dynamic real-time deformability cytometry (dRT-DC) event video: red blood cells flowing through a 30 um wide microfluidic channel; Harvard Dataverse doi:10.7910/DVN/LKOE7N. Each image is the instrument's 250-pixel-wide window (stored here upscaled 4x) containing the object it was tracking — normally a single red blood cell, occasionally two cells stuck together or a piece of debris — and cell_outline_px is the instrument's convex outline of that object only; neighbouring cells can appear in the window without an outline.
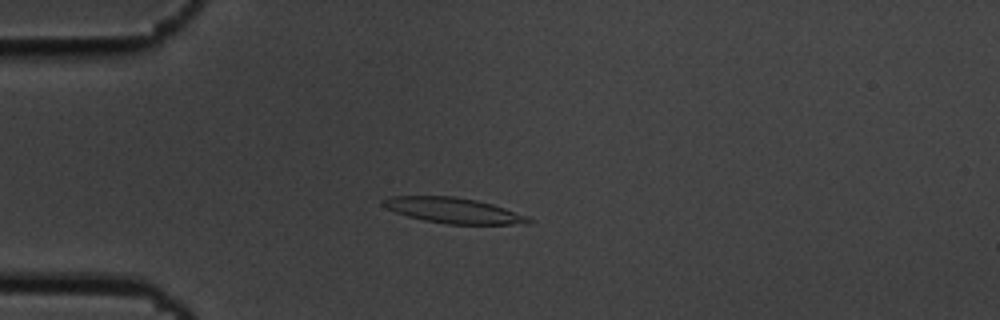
{"species": "common noctule bat (a hibernating species)", "species_latin": "Nyctalus noctula", "temperature_condition": "cold", "stored_images_in_passage": 55, "camera_frame_rate_fps": 3000, "um_per_image_px": 0.085, "animal": {"sex": "male", "body_mass_g": 19.5, "forearm_length_mm": 54.6}, "frame": {"image": 1, "passage_image": 14, "time_ms": 4.333, "image_size_px": [1000, 320], "cell_outline_px": [[536, 220], [532, 224], [448, 224], [424, 220], [408, 216], [396, 212], [380, 204], [380, 200], [392, 196], [452, 196], [476, 200], [492, 204], [528, 216]], "centroid_in_image_um": [38.58, 17.89], "position_along_channel_um": 46.4, "area_um2": 21.62}}
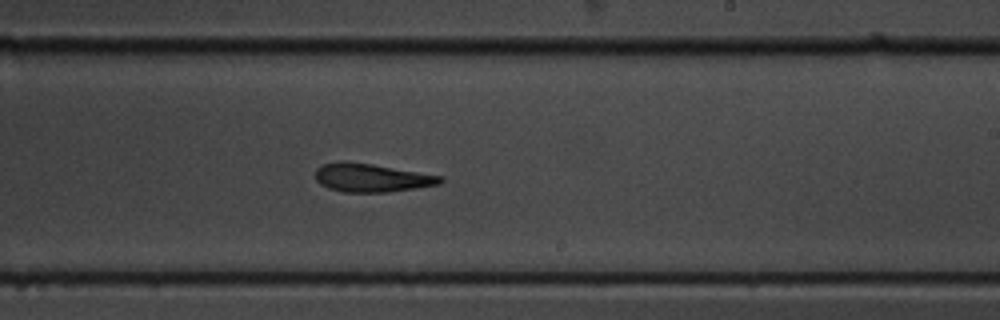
{"frame": {"image": 2, "passage_image": 33, "time_ms": 10.667, "image_size_px": [1000, 320], "cell_outline_px": [[444, 180], [440, 184], [416, 188], [384, 192], [344, 192], [328, 188], [320, 184], [316, 180], [316, 168], [324, 164], [344, 160], [372, 164], [444, 176]], "centroid_in_image_um": [31.59, 15.1], "position_along_channel_um": 257.4, "area_um2": 20.69}}
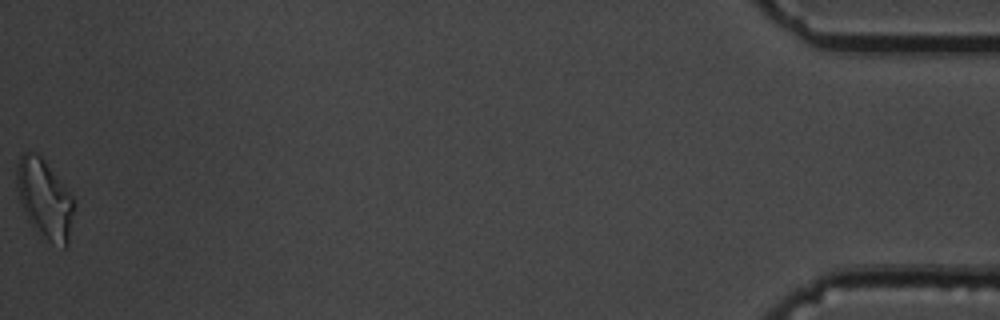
{"frame": {"image": 3, "passage_image": 55, "time_ms": 18.0, "image_size_px": [1000, 320], "cell_outline_px": [[76, 208], [68, 244], [64, 248], [40, 240], [28, 220], [24, 212], [16, 188], [16, 164], [20, 156], [24, 152], [36, 152], [44, 160], [72, 196], [76, 204]], "centroid_in_image_um": [3.8, 16.99], "position_along_channel_um": 431.4, "area_um2": 27.17}, "authors_computed_cell_mechanics": {"area_um2": 21.2704, "velocity_mm_per_s": 3.6336, "shape_relaxation_time_tau1_ms": 6.9311, "shape_relaxation_time_tau2_ms": 7.2197, "deformation_change_tau1": 0.2072, "deformation_change_tau2": 0.194}}